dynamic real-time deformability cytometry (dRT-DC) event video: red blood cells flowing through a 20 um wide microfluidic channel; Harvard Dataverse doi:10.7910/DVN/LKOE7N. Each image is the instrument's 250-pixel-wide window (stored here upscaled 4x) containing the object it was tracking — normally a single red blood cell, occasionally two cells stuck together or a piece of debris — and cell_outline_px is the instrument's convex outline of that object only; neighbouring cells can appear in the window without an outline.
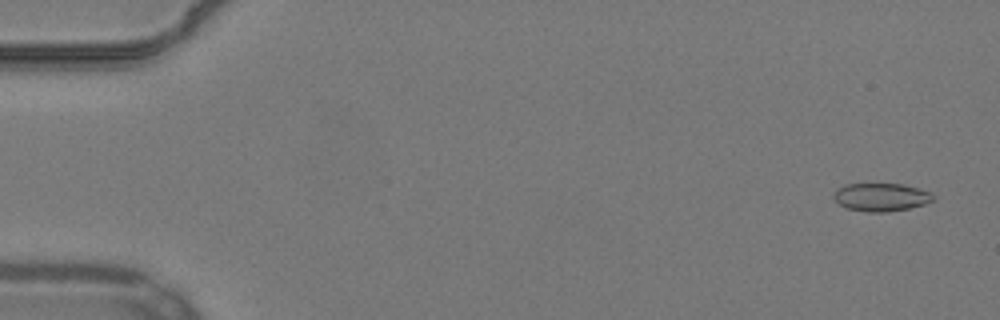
{"species": "common noctule bat (a hibernating species)", "species_latin": "Nyctalus noctula", "temperature_condition": "warm", "stored_images_in_passage": 53, "camera_frame_rate_fps": 3000, "um_per_image_px": 0.085, "animal": {"sex": "male", "body_mass_g": 19.2, "forearm_length_mm": 51.8}, "frame": {"image": 1, "passage_image": 3, "time_ms": 0.667, "image_size_px": [1000, 320], "cell_outline_px": [[936, 196], [932, 200], [924, 204], [908, 208], [888, 212], [868, 212], [848, 208], [840, 204], [832, 196], [836, 188], [844, 184], [904, 184], [920, 188], [932, 192]], "centroid_in_image_um": [74.91, 16.74], "position_along_channel_um": 10.1, "area_um2": 16.36}}
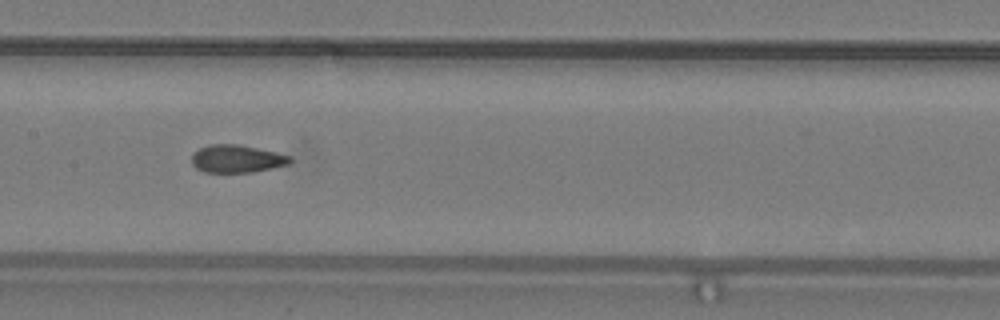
{"frame": {"image": 2, "passage_image": 28, "time_ms": 9.0, "image_size_px": [1000, 320], "cell_outline_px": [[292, 160], [288, 164], [272, 168], [252, 172], [204, 172], [196, 168], [192, 164], [192, 156], [200, 148], [208, 144], [236, 144], [276, 152], [292, 156]], "centroid_in_image_um": [20.13, 13.5], "position_along_channel_um": 187.3, "area_um2": 15.78}}
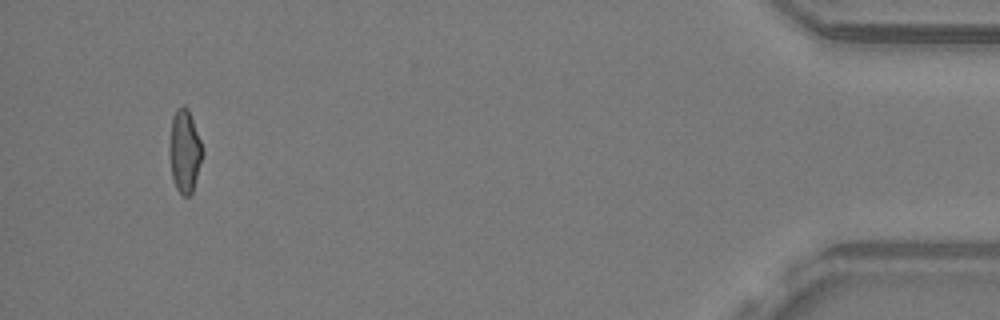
{"frame": {"image": 3, "passage_image": 52, "time_ms": 17.0, "image_size_px": [1000, 320], "cell_outline_px": [[204, 156], [192, 192], [188, 196], [184, 196], [176, 188], [172, 176], [168, 156], [168, 148], [172, 116], [176, 108], [184, 104], [188, 108], [200, 140], [204, 152]], "centroid_in_image_um": [15.68, 12.82], "position_along_channel_um": 419.5, "area_um2": 16.3}}